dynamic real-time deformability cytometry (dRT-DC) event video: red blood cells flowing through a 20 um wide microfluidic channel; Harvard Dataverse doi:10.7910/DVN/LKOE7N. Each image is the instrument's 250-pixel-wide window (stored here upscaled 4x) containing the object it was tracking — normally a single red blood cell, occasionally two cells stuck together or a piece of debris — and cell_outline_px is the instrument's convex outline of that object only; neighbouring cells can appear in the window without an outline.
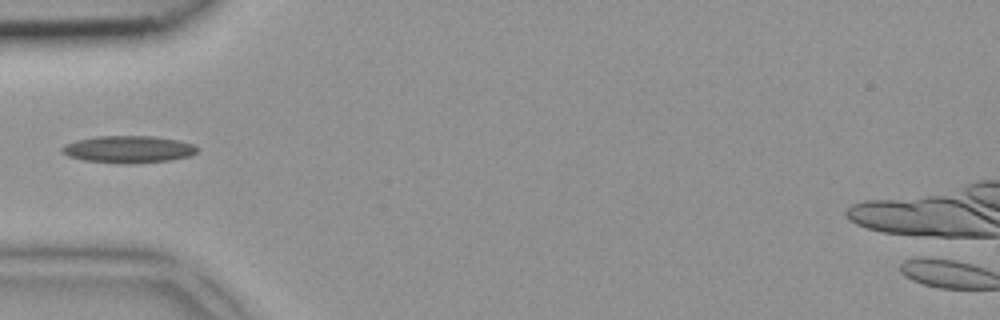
{"species": "common noctule bat (a hibernating species)", "species_latin": "Nyctalus noctula", "temperature_condition": "room temperature", "stored_images_in_passage": 2, "camera_frame_rate_fps": 3000, "um_per_image_px": 0.085, "animal": {"sex": "female", "body_mass_g": 18.4}, "frame": {"image": 1, "passage_image": 2, "time_ms": 0.333, "image_size_px": [1000, 320], "cell_outline_px": [[200, 148], [196, 152], [188, 156], [168, 160], [128, 164], [120, 164], [84, 160], [68, 156], [60, 152], [60, 148], [64, 144], [76, 140], [96, 136], [152, 136], [176, 140], [192, 144]], "centroid_in_image_um": [10.85, 12.69], "position_along_channel_um": 74.2, "area_um2": 21.39}}